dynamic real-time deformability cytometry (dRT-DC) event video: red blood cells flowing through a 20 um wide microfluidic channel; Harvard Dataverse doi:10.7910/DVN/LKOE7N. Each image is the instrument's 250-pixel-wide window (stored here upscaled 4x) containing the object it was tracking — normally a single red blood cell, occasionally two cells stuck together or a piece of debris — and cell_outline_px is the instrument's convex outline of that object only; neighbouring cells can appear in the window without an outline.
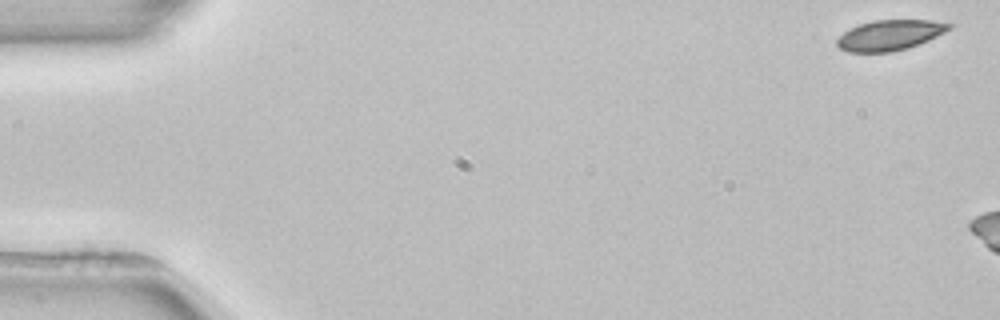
{"species": "common noctule bat (a hibernating species)", "species_latin": "Nyctalus noctula", "temperature_condition": "room temperature", "stored_images_in_passage": 6, "segment_of_instrument_passage": [2, 2], "camera_frame_rate_fps": 3000, "um_per_image_px": 0.085, "animal": {"sex": "female", "body_mass_g": 22.7, "forearm_length_mm": 54.2}, "frame": {"image": 1, "passage_image": 6, "time_ms": 6.333, "image_size_px": [1000, 320], "cell_outline_px": [[956, 24], [952, 28], [928, 40], [908, 48], [892, 52], [848, 52], [840, 48], [836, 44], [836, 40], [844, 32], [860, 24], [872, 20], [932, 20]], "centroid_in_image_um": [75.66, 2.98], "position_along_channel_um": 9.3, "area_um2": 19.83}}